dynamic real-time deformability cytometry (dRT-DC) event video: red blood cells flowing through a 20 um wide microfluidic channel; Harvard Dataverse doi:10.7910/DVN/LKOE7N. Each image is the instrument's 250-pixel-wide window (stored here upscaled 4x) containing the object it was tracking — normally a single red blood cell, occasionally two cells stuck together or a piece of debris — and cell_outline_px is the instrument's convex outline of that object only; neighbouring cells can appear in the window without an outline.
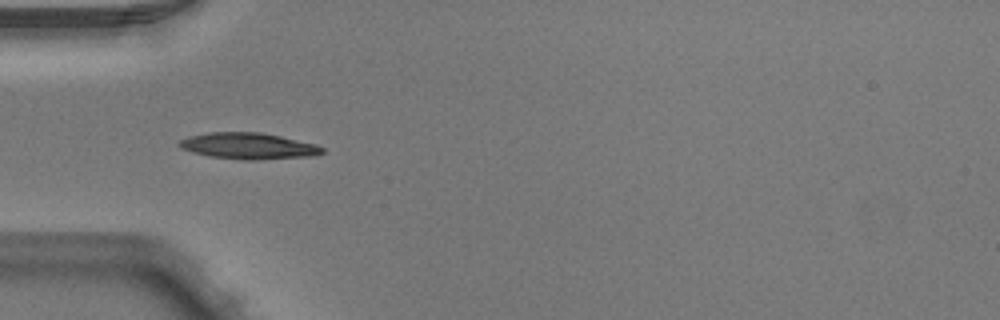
{"species": "Egyptian fruit bat (a non-hibernating species)", "species_latin": "Rousettus aegyptiacus", "temperature_condition": "warm", "stored_images_in_passage": 6, "camera_frame_rate_fps": 3000, "um_per_image_px": 0.085, "animal": {"sex": "male"}, "frame": {"image": 1, "passage_image": 5, "time_ms": 1.333, "image_size_px": [1000, 320], "cell_outline_px": [[324, 152], [312, 156], [252, 160], [244, 160], [208, 156], [192, 152], [180, 148], [176, 144], [180, 140], [188, 136], [208, 132], [260, 132], [280, 136], [316, 144], [324, 148]], "centroid_in_image_um": [21.07, 12.4], "position_along_channel_um": 63.9, "area_um2": 21.96}}
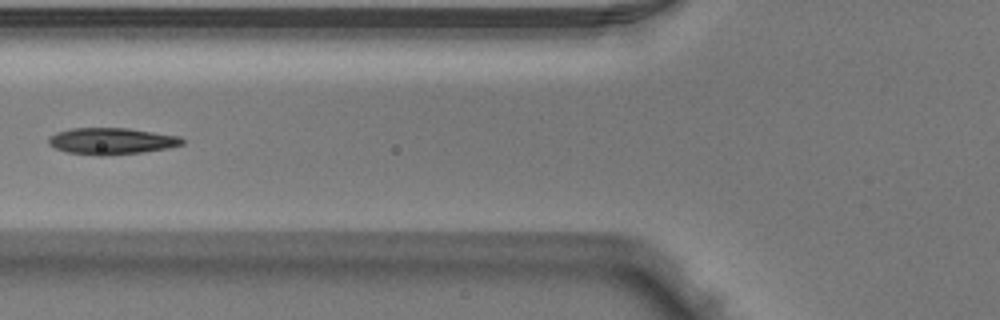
{"frame": {"image": 2, "passage_image": 6, "time_ms": 1.667, "image_size_px": [1000, 320], "cell_outline_px": [[184, 144], [168, 148], [140, 152], [104, 156], [96, 156], [68, 152], [56, 148], [48, 144], [48, 140], [56, 132], [72, 128], [128, 128], [180, 136], [184, 140]], "centroid_in_image_um": [9.49, 11.99], "position_along_channel_um": 116.3, "area_um2": 20.63}}